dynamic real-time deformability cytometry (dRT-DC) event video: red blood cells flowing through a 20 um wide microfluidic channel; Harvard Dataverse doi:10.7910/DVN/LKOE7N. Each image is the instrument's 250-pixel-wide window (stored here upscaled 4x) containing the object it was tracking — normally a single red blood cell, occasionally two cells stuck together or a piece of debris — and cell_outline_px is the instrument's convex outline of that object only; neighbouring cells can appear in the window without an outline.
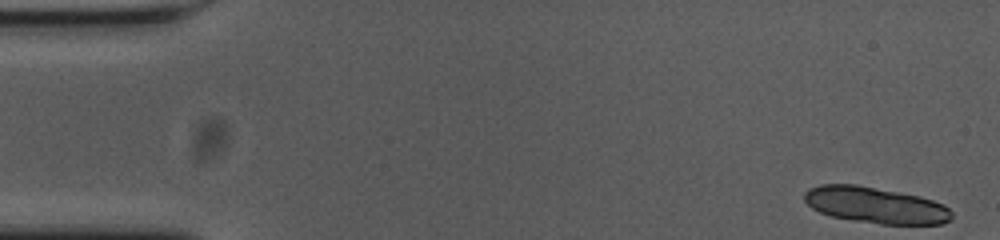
{"species": "common noctule bat (a hibernating species)", "species_latin": "Nyctalus noctula", "temperature_condition": "cold", "stored_images_in_passage": 14, "camera_frame_rate_fps": 3000, "um_per_image_px": 0.085, "animal": {"sex": "female", "body_mass_g": 23.0, "forearm_length_mm": 53.4}, "frame": {"image": 1, "passage_image": 1, "time_ms": 0.0, "image_size_px": [1000, 240], "cell_outline_px": [[952, 220], [940, 224], [880, 224], [832, 216], [820, 212], [812, 208], [804, 200], [804, 192], [808, 188], [820, 184], [856, 184], [920, 196], [944, 204], [952, 212]], "centroid_in_image_um": [74.42, 17.43], "position_along_channel_um": 10.6, "area_um2": 31.1}}